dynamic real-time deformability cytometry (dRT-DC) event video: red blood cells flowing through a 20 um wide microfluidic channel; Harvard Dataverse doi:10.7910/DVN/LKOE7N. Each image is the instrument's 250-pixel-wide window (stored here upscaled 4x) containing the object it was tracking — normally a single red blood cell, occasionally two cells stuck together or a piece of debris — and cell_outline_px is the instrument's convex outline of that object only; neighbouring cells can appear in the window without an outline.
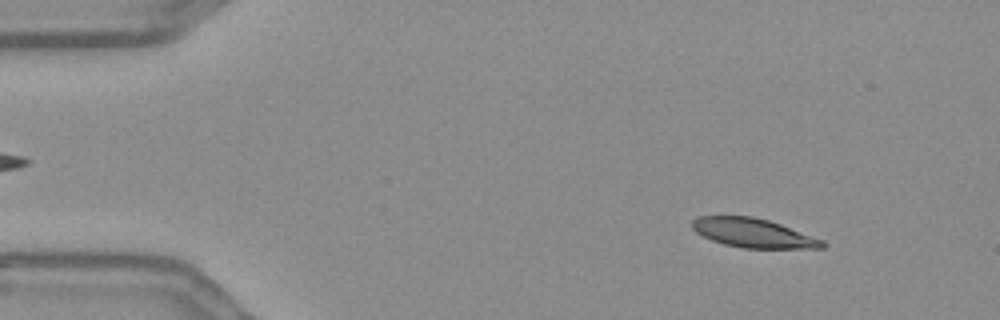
{"species": "Egyptian fruit bat (a non-hibernating species)", "species_latin": "Rousettus aegyptiacus", "temperature_condition": "warm", "stored_images_in_passage": 55, "camera_frame_rate_fps": 3000, "um_per_image_px": 0.085, "frame": {"image": 1, "passage_image": 6, "time_ms": 1.667, "image_size_px": [1000, 320], "cell_outline_px": [[828, 244], [824, 248], [740, 248], [724, 244], [712, 240], [696, 232], [692, 228], [692, 220], [700, 216], [752, 216], [768, 220], [780, 224], [824, 240]], "centroid_in_image_um": [64.04, 19.81], "position_along_channel_um": 21.0, "area_um2": 22.02}}
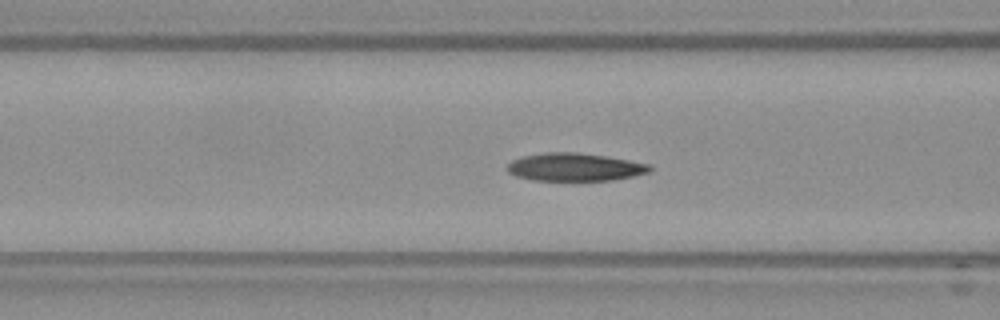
{"frame": {"image": 2, "passage_image": 21, "time_ms": 6.667, "image_size_px": [1000, 320], "cell_outline_px": [[652, 168], [648, 172], [632, 176], [612, 180], [532, 180], [516, 176], [508, 172], [508, 164], [512, 160], [524, 156], [548, 152], [576, 152], [604, 156], [652, 164]], "centroid_in_image_um": [48.86, 14.2], "position_along_channel_um": 117.7, "area_um2": 22.95}}
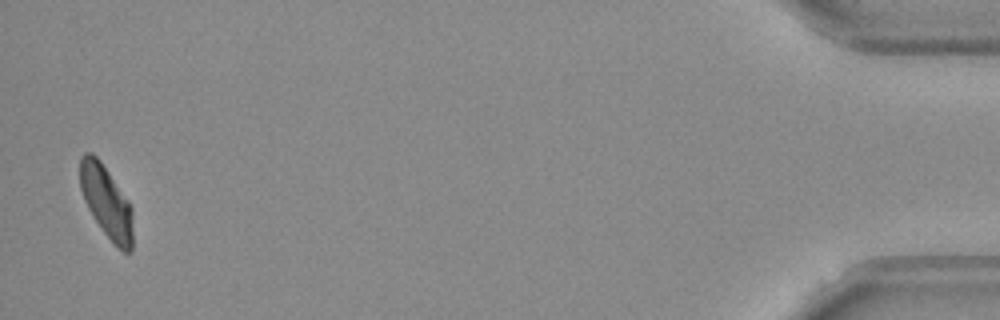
{"frame": {"image": 3, "passage_image": 54, "time_ms": 17.667, "image_size_px": [1000, 320], "cell_outline_px": [[132, 248], [128, 252], [124, 252], [104, 232], [92, 216], [84, 200], [80, 188], [80, 156], [84, 152], [92, 152], [100, 160], [128, 200], [132, 208]], "centroid_in_image_um": [9.02, 17.1], "position_along_channel_um": 426.2, "area_um2": 21.96}, "authors_computed_cell_mechanics": {"area_um2": 23.2934, "velocity_mm_per_s": 3.6241, "shape_relaxation_time_tau1_ms": 4.7343, "shape_relaxation_time_tau2_ms": 4.2813, "deformation_change_tau1": 0.1507, "deformation_change_tau2": 0.0798}}